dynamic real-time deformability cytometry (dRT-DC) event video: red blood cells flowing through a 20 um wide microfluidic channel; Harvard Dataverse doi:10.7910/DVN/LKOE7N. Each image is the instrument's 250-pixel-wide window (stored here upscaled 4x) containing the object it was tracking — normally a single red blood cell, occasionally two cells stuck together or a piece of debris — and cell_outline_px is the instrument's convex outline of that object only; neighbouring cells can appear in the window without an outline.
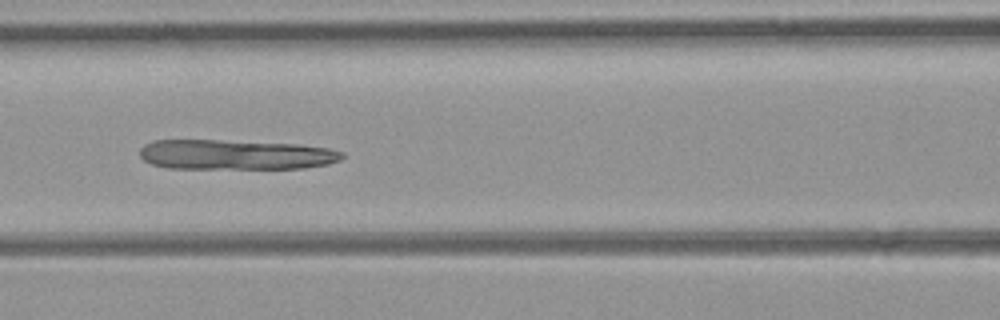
{"species": "common noctule bat (a hibernating species)", "species_latin": "Nyctalus noctula", "temperature_condition": "room temperature", "stored_images_in_passage": 41, "camera_frame_rate_fps": 3000, "um_per_image_px": 0.085, "animal": {"sex": "female", "body_mass_g": 21.9}, "frame": {"image": 1, "passage_image": 14, "time_ms": 4.333, "image_size_px": [1000, 320], "cell_outline_px": [[344, 156], [340, 160], [328, 164], [304, 168], [168, 168], [152, 164], [144, 160], [140, 156], [140, 148], [144, 144], [152, 140], [216, 140], [300, 144], [328, 148], [344, 152]], "centroid_in_image_um": [20.02, 13.14], "position_along_channel_um": 146.6, "area_um2": 35.37}}
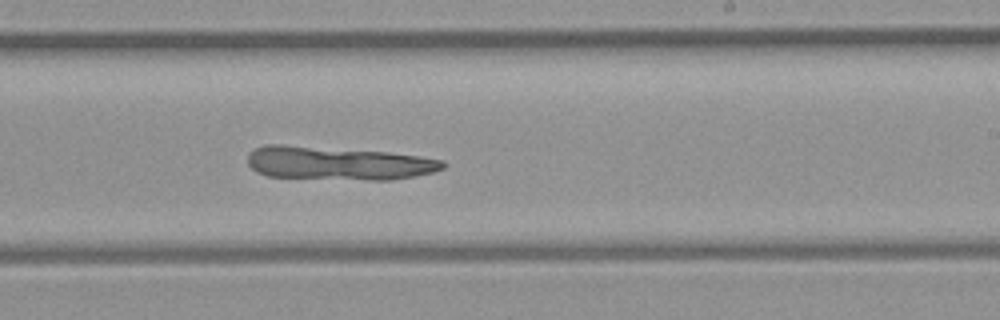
{"frame": {"image": 2, "passage_image": 22, "time_ms": 7.0, "image_size_px": [1000, 320], "cell_outline_px": [[448, 164], [444, 168], [432, 172], [416, 176], [388, 180], [368, 180], [268, 176], [256, 172], [248, 164], [248, 152], [264, 144], [280, 144], [388, 152], [420, 156], [444, 160]], "centroid_in_image_um": [28.75, 13.87], "position_along_channel_um": 260.3, "area_um2": 38.15}}
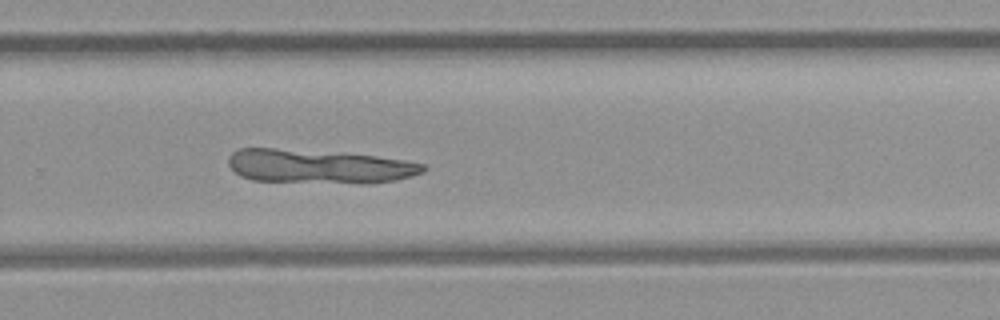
{"frame": {"image": 3, "passage_image": 25, "time_ms": 8.0, "image_size_px": [1000, 320], "cell_outline_px": [[428, 168], [424, 172], [396, 180], [368, 184], [364, 184], [252, 180], [240, 176], [228, 164], [228, 156], [232, 152], [240, 148], [276, 148], [376, 156], [404, 160], [424, 164]], "centroid_in_image_um": [27.11, 14.16], "position_along_channel_um": 302.7, "area_um2": 38.49}}